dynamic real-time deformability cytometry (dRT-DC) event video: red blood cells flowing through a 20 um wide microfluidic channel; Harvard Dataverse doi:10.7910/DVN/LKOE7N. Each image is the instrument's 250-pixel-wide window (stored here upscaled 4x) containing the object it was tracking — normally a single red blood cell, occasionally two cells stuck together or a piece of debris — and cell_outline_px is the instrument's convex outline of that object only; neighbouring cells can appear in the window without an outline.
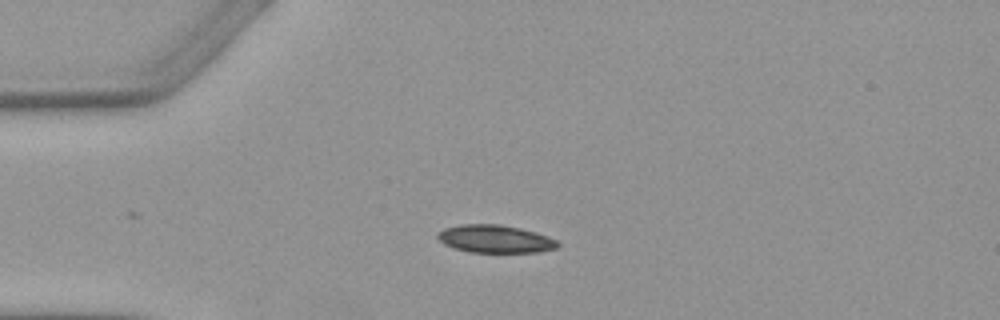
{"species": "Egyptian fruit bat (a non-hibernating species)", "species_latin": "Rousettus aegyptiacus", "temperature_condition": "warm", "stored_images_in_passage": 2, "camera_frame_rate_fps": 3000, "um_per_image_px": 0.085, "animal": {"sex": "female"}, "frame": {"image": 1, "passage_image": 1, "time_ms": 0.0, "image_size_px": [1000, 320], "cell_outline_px": [[560, 244], [556, 248], [540, 252], [468, 252], [452, 248], [444, 244], [436, 236], [436, 232], [444, 228], [460, 224], [500, 224], [520, 228], [536, 232], [548, 236], [556, 240]], "centroid_in_image_um": [42.06, 20.3], "position_along_channel_um": 42.9, "area_um2": 19.65}}